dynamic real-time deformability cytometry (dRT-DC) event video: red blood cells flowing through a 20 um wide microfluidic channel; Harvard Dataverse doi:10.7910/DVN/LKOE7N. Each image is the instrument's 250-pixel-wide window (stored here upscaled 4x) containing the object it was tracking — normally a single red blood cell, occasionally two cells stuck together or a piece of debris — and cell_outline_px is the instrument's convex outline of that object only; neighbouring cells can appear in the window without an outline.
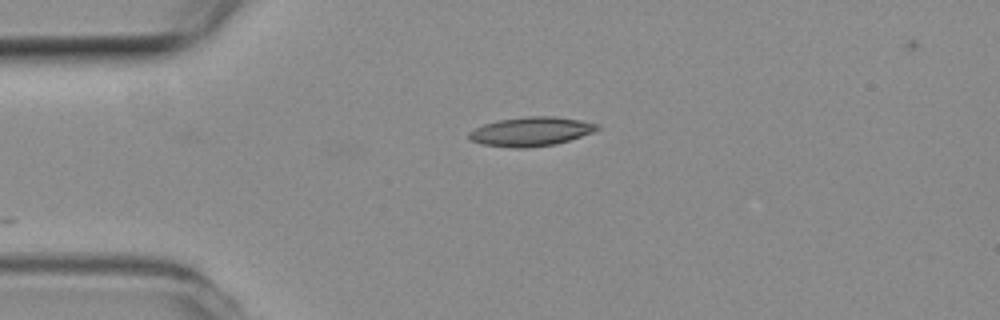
{"species": "common noctule bat (a hibernating species)", "species_latin": "Nyctalus noctula", "temperature_condition": "room temperature", "stored_images_in_passage": 12, "camera_frame_rate_fps": 3000, "um_per_image_px": 0.085, "animal": {"sex": "female", "body_mass_g": 19.3, "forearm_length_mm": 54.1}, "frame": {"image": 1, "passage_image": 1, "time_ms": 0.0, "image_size_px": [1000, 320], "cell_outline_px": [[600, 128], [592, 132], [556, 144], [528, 148], [512, 148], [480, 144], [472, 140], [468, 136], [468, 132], [484, 124], [500, 120], [528, 116], [552, 116], [580, 120], [600, 124]], "centroid_in_image_um": [45.13, 11.18], "position_along_channel_um": 39.9, "area_um2": 21.62}}
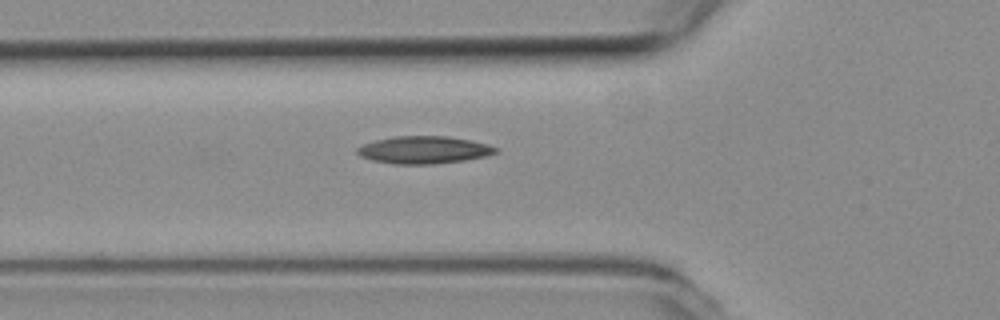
{"frame": {"image": 2, "passage_image": 7, "time_ms": 2.0, "image_size_px": [1000, 320], "cell_outline_px": [[500, 148], [496, 152], [484, 156], [464, 160], [436, 164], [392, 164], [372, 160], [360, 156], [356, 152], [356, 148], [364, 144], [376, 140], [396, 136], [448, 136], [472, 140], [488, 144]], "centroid_in_image_um": [36.03, 12.74], "position_along_channel_um": 89.8, "area_um2": 22.2}}
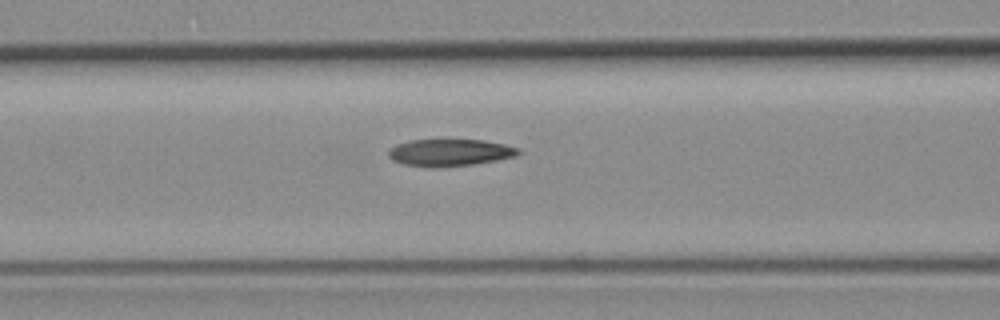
{"frame": {"image": 3, "passage_image": 10, "time_ms": 3.0, "image_size_px": [1000, 320], "cell_outline_px": [[524, 152], [516, 156], [496, 160], [472, 164], [436, 168], [428, 168], [404, 164], [392, 160], [388, 156], [388, 152], [396, 144], [412, 140], [484, 140], [504, 144], [520, 148]], "centroid_in_image_um": [38.26, 12.97], "position_along_channel_um": 128.3, "area_um2": 20.58}}